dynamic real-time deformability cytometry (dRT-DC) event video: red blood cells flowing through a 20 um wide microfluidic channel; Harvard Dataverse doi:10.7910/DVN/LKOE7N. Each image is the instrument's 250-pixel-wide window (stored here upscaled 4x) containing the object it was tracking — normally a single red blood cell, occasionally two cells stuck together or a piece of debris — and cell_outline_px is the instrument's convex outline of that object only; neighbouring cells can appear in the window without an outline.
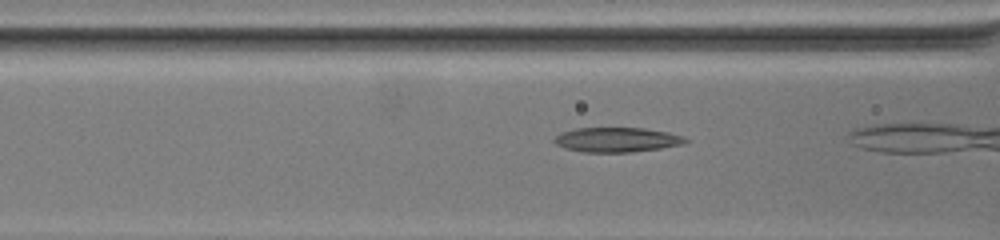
{"species": "common noctule bat (a hibernating species)", "species_latin": "Nyctalus noctula", "temperature_condition": "warm", "stored_images_in_passage": 7, "camera_frame_rate_fps": 3000, "um_per_image_px": 0.085, "animal": {"sex": "female", "body_mass_g": 19.5, "forearm_length_mm": 54.1}, "frame": {"image": 1, "passage_image": 5, "time_ms": 1.333, "image_size_px": [1000, 240], "cell_outline_px": [[688, 140], [680, 144], [660, 148], [632, 152], [584, 152], [564, 148], [556, 144], [552, 140], [560, 132], [576, 128], [644, 128], [668, 132], [684, 136]], "centroid_in_image_um": [52.39, 11.87], "position_along_channel_um": 114.2, "area_um2": 18.79}}